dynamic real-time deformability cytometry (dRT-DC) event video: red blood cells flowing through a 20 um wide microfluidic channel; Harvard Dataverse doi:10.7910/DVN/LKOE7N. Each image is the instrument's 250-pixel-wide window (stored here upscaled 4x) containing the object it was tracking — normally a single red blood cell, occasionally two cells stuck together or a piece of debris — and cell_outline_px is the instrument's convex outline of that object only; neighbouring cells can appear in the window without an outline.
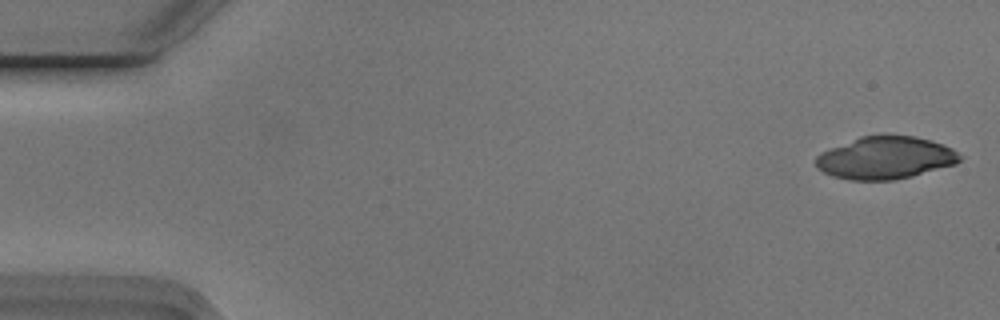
{"species": "Egyptian fruit bat (a non-hibernating species)", "species_latin": "Rousettus aegyptiacus", "temperature_condition": "cold", "stored_images_in_passage": 5, "camera_frame_rate_fps": 3000, "um_per_image_px": 0.085, "animal": {"sex": "male"}, "frame": {"image": 1, "passage_image": 1, "time_ms": 0.0, "image_size_px": [1000, 320], "cell_outline_px": [[964, 156], [956, 164], [912, 176], [896, 180], [848, 180], [832, 176], [816, 168], [816, 156], [820, 152], [860, 136], [916, 136], [932, 140], [944, 144], [952, 148]], "centroid_in_image_um": [75.27, 13.42], "position_along_channel_um": 9.7, "area_um2": 35.78}}